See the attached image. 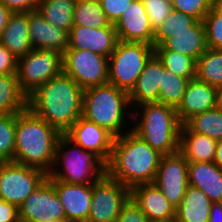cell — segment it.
<instances>
[{"label": "cell", "mask_w": 222, "mask_h": 222, "mask_svg": "<svg viewBox=\"0 0 222 222\" xmlns=\"http://www.w3.org/2000/svg\"><path fill=\"white\" fill-rule=\"evenodd\" d=\"M37 2L38 0H0V4L7 7L12 13L36 11Z\"/></svg>", "instance_id": "b9f144b4"}, {"label": "cell", "mask_w": 222, "mask_h": 222, "mask_svg": "<svg viewBox=\"0 0 222 222\" xmlns=\"http://www.w3.org/2000/svg\"><path fill=\"white\" fill-rule=\"evenodd\" d=\"M20 222L66 220L53 184L46 178L18 207Z\"/></svg>", "instance_id": "7c38bea8"}, {"label": "cell", "mask_w": 222, "mask_h": 222, "mask_svg": "<svg viewBox=\"0 0 222 222\" xmlns=\"http://www.w3.org/2000/svg\"><path fill=\"white\" fill-rule=\"evenodd\" d=\"M216 106V87L198 79L190 80L184 96L176 108L181 124L192 116L213 109Z\"/></svg>", "instance_id": "d6986e66"}, {"label": "cell", "mask_w": 222, "mask_h": 222, "mask_svg": "<svg viewBox=\"0 0 222 222\" xmlns=\"http://www.w3.org/2000/svg\"><path fill=\"white\" fill-rule=\"evenodd\" d=\"M69 145L70 147H68ZM56 166L61 167V170H57ZM105 174L106 163L98 155L92 151L82 149L65 134L59 137L54 164L47 175V179H55L70 184L89 185Z\"/></svg>", "instance_id": "8992f818"}, {"label": "cell", "mask_w": 222, "mask_h": 222, "mask_svg": "<svg viewBox=\"0 0 222 222\" xmlns=\"http://www.w3.org/2000/svg\"><path fill=\"white\" fill-rule=\"evenodd\" d=\"M47 175L35 167L0 162V198L19 207Z\"/></svg>", "instance_id": "30bf717a"}, {"label": "cell", "mask_w": 222, "mask_h": 222, "mask_svg": "<svg viewBox=\"0 0 222 222\" xmlns=\"http://www.w3.org/2000/svg\"><path fill=\"white\" fill-rule=\"evenodd\" d=\"M65 135L82 149L94 152L106 164L109 162L115 137L106 129L81 116Z\"/></svg>", "instance_id": "5bb4252c"}, {"label": "cell", "mask_w": 222, "mask_h": 222, "mask_svg": "<svg viewBox=\"0 0 222 222\" xmlns=\"http://www.w3.org/2000/svg\"><path fill=\"white\" fill-rule=\"evenodd\" d=\"M117 42L114 24L99 29L73 25L68 33L67 49H85L109 58Z\"/></svg>", "instance_id": "9a60e30c"}, {"label": "cell", "mask_w": 222, "mask_h": 222, "mask_svg": "<svg viewBox=\"0 0 222 222\" xmlns=\"http://www.w3.org/2000/svg\"><path fill=\"white\" fill-rule=\"evenodd\" d=\"M161 157L132 129H127L114 139L106 173L131 190L135 186L154 182Z\"/></svg>", "instance_id": "7a4b0ae2"}, {"label": "cell", "mask_w": 222, "mask_h": 222, "mask_svg": "<svg viewBox=\"0 0 222 222\" xmlns=\"http://www.w3.org/2000/svg\"><path fill=\"white\" fill-rule=\"evenodd\" d=\"M154 54L163 63L165 69L173 74L189 80L195 79L196 60L194 58L165 50L161 45L154 47Z\"/></svg>", "instance_id": "f546056e"}, {"label": "cell", "mask_w": 222, "mask_h": 222, "mask_svg": "<svg viewBox=\"0 0 222 222\" xmlns=\"http://www.w3.org/2000/svg\"><path fill=\"white\" fill-rule=\"evenodd\" d=\"M0 43L17 58L27 55L33 49L29 38V12L11 14L1 32Z\"/></svg>", "instance_id": "603a6c76"}, {"label": "cell", "mask_w": 222, "mask_h": 222, "mask_svg": "<svg viewBox=\"0 0 222 222\" xmlns=\"http://www.w3.org/2000/svg\"><path fill=\"white\" fill-rule=\"evenodd\" d=\"M63 205L68 222H87L92 204V184H70L48 179Z\"/></svg>", "instance_id": "e0dca14e"}, {"label": "cell", "mask_w": 222, "mask_h": 222, "mask_svg": "<svg viewBox=\"0 0 222 222\" xmlns=\"http://www.w3.org/2000/svg\"><path fill=\"white\" fill-rule=\"evenodd\" d=\"M153 222H175V220H170V221H153Z\"/></svg>", "instance_id": "f907efd6"}, {"label": "cell", "mask_w": 222, "mask_h": 222, "mask_svg": "<svg viewBox=\"0 0 222 222\" xmlns=\"http://www.w3.org/2000/svg\"><path fill=\"white\" fill-rule=\"evenodd\" d=\"M196 79L211 86H222V50L207 48L196 60Z\"/></svg>", "instance_id": "f1b7e54d"}, {"label": "cell", "mask_w": 222, "mask_h": 222, "mask_svg": "<svg viewBox=\"0 0 222 222\" xmlns=\"http://www.w3.org/2000/svg\"><path fill=\"white\" fill-rule=\"evenodd\" d=\"M222 111V86L216 87V106Z\"/></svg>", "instance_id": "7dc6e473"}, {"label": "cell", "mask_w": 222, "mask_h": 222, "mask_svg": "<svg viewBox=\"0 0 222 222\" xmlns=\"http://www.w3.org/2000/svg\"><path fill=\"white\" fill-rule=\"evenodd\" d=\"M134 0H101L100 4L107 20L115 24Z\"/></svg>", "instance_id": "f35d334b"}, {"label": "cell", "mask_w": 222, "mask_h": 222, "mask_svg": "<svg viewBox=\"0 0 222 222\" xmlns=\"http://www.w3.org/2000/svg\"><path fill=\"white\" fill-rule=\"evenodd\" d=\"M189 79L177 76L165 69L162 73L161 85L159 87V101L173 108H177L184 96Z\"/></svg>", "instance_id": "d6a6232c"}, {"label": "cell", "mask_w": 222, "mask_h": 222, "mask_svg": "<svg viewBox=\"0 0 222 222\" xmlns=\"http://www.w3.org/2000/svg\"><path fill=\"white\" fill-rule=\"evenodd\" d=\"M154 183L177 208L189 186L186 158L179 151L171 155H162Z\"/></svg>", "instance_id": "4fadbf2b"}, {"label": "cell", "mask_w": 222, "mask_h": 222, "mask_svg": "<svg viewBox=\"0 0 222 222\" xmlns=\"http://www.w3.org/2000/svg\"><path fill=\"white\" fill-rule=\"evenodd\" d=\"M27 109V95L17 75H0V114H17Z\"/></svg>", "instance_id": "4316f807"}, {"label": "cell", "mask_w": 222, "mask_h": 222, "mask_svg": "<svg viewBox=\"0 0 222 222\" xmlns=\"http://www.w3.org/2000/svg\"><path fill=\"white\" fill-rule=\"evenodd\" d=\"M17 114H0V162H13Z\"/></svg>", "instance_id": "e575fe53"}, {"label": "cell", "mask_w": 222, "mask_h": 222, "mask_svg": "<svg viewBox=\"0 0 222 222\" xmlns=\"http://www.w3.org/2000/svg\"><path fill=\"white\" fill-rule=\"evenodd\" d=\"M184 124L195 133L222 140V111L216 107L192 116Z\"/></svg>", "instance_id": "1f68e13d"}, {"label": "cell", "mask_w": 222, "mask_h": 222, "mask_svg": "<svg viewBox=\"0 0 222 222\" xmlns=\"http://www.w3.org/2000/svg\"><path fill=\"white\" fill-rule=\"evenodd\" d=\"M18 58L0 43V75H17Z\"/></svg>", "instance_id": "60d3db41"}, {"label": "cell", "mask_w": 222, "mask_h": 222, "mask_svg": "<svg viewBox=\"0 0 222 222\" xmlns=\"http://www.w3.org/2000/svg\"><path fill=\"white\" fill-rule=\"evenodd\" d=\"M212 201L200 189L188 186L175 210V222H209Z\"/></svg>", "instance_id": "484cf974"}, {"label": "cell", "mask_w": 222, "mask_h": 222, "mask_svg": "<svg viewBox=\"0 0 222 222\" xmlns=\"http://www.w3.org/2000/svg\"><path fill=\"white\" fill-rule=\"evenodd\" d=\"M209 222H222V202H212Z\"/></svg>", "instance_id": "ee69618b"}, {"label": "cell", "mask_w": 222, "mask_h": 222, "mask_svg": "<svg viewBox=\"0 0 222 222\" xmlns=\"http://www.w3.org/2000/svg\"><path fill=\"white\" fill-rule=\"evenodd\" d=\"M29 38L33 49L55 50L63 54L68 48V32L46 21L37 10L29 12Z\"/></svg>", "instance_id": "ffe728a7"}, {"label": "cell", "mask_w": 222, "mask_h": 222, "mask_svg": "<svg viewBox=\"0 0 222 222\" xmlns=\"http://www.w3.org/2000/svg\"><path fill=\"white\" fill-rule=\"evenodd\" d=\"M76 0H38L37 11L46 21L68 33L73 26Z\"/></svg>", "instance_id": "83f0119b"}, {"label": "cell", "mask_w": 222, "mask_h": 222, "mask_svg": "<svg viewBox=\"0 0 222 222\" xmlns=\"http://www.w3.org/2000/svg\"><path fill=\"white\" fill-rule=\"evenodd\" d=\"M110 24L99 1L76 0L73 13V25L99 29Z\"/></svg>", "instance_id": "4dcf8cb0"}, {"label": "cell", "mask_w": 222, "mask_h": 222, "mask_svg": "<svg viewBox=\"0 0 222 222\" xmlns=\"http://www.w3.org/2000/svg\"><path fill=\"white\" fill-rule=\"evenodd\" d=\"M0 222H20L18 207L0 198Z\"/></svg>", "instance_id": "7bdbcfd3"}, {"label": "cell", "mask_w": 222, "mask_h": 222, "mask_svg": "<svg viewBox=\"0 0 222 222\" xmlns=\"http://www.w3.org/2000/svg\"><path fill=\"white\" fill-rule=\"evenodd\" d=\"M198 20L180 11L173 10L169 16L154 30L153 47L160 46L176 32L190 31Z\"/></svg>", "instance_id": "836d02e7"}, {"label": "cell", "mask_w": 222, "mask_h": 222, "mask_svg": "<svg viewBox=\"0 0 222 222\" xmlns=\"http://www.w3.org/2000/svg\"><path fill=\"white\" fill-rule=\"evenodd\" d=\"M155 30L173 11L171 0H141Z\"/></svg>", "instance_id": "74e56055"}, {"label": "cell", "mask_w": 222, "mask_h": 222, "mask_svg": "<svg viewBox=\"0 0 222 222\" xmlns=\"http://www.w3.org/2000/svg\"><path fill=\"white\" fill-rule=\"evenodd\" d=\"M42 222H68L67 220H46Z\"/></svg>", "instance_id": "681fc988"}, {"label": "cell", "mask_w": 222, "mask_h": 222, "mask_svg": "<svg viewBox=\"0 0 222 222\" xmlns=\"http://www.w3.org/2000/svg\"><path fill=\"white\" fill-rule=\"evenodd\" d=\"M138 108L141 115H138ZM132 118L137 124L130 127L141 139L146 141L161 155H171L179 151L181 123L175 108L158 103H144L135 107ZM141 116V117H140Z\"/></svg>", "instance_id": "277c9868"}, {"label": "cell", "mask_w": 222, "mask_h": 222, "mask_svg": "<svg viewBox=\"0 0 222 222\" xmlns=\"http://www.w3.org/2000/svg\"><path fill=\"white\" fill-rule=\"evenodd\" d=\"M129 94L106 83L84 89L82 117L106 129L115 138L123 135L126 113L132 118ZM126 112V113H125ZM123 130V131H122Z\"/></svg>", "instance_id": "5b68a950"}, {"label": "cell", "mask_w": 222, "mask_h": 222, "mask_svg": "<svg viewBox=\"0 0 222 222\" xmlns=\"http://www.w3.org/2000/svg\"><path fill=\"white\" fill-rule=\"evenodd\" d=\"M217 141L210 137L191 131L185 124L181 125L179 152L191 162H213Z\"/></svg>", "instance_id": "cb8c5ba5"}, {"label": "cell", "mask_w": 222, "mask_h": 222, "mask_svg": "<svg viewBox=\"0 0 222 222\" xmlns=\"http://www.w3.org/2000/svg\"><path fill=\"white\" fill-rule=\"evenodd\" d=\"M114 26L120 41L153 45L154 30L141 0H134Z\"/></svg>", "instance_id": "2e32d148"}, {"label": "cell", "mask_w": 222, "mask_h": 222, "mask_svg": "<svg viewBox=\"0 0 222 222\" xmlns=\"http://www.w3.org/2000/svg\"><path fill=\"white\" fill-rule=\"evenodd\" d=\"M62 134L28 108L17 113L13 162L43 170L54 164L57 142Z\"/></svg>", "instance_id": "3957f363"}, {"label": "cell", "mask_w": 222, "mask_h": 222, "mask_svg": "<svg viewBox=\"0 0 222 222\" xmlns=\"http://www.w3.org/2000/svg\"><path fill=\"white\" fill-rule=\"evenodd\" d=\"M62 61L63 73L83 89L108 83V57L85 49H66Z\"/></svg>", "instance_id": "9c48e42d"}, {"label": "cell", "mask_w": 222, "mask_h": 222, "mask_svg": "<svg viewBox=\"0 0 222 222\" xmlns=\"http://www.w3.org/2000/svg\"><path fill=\"white\" fill-rule=\"evenodd\" d=\"M116 222H150L145 213L130 198L123 206Z\"/></svg>", "instance_id": "ab89813d"}, {"label": "cell", "mask_w": 222, "mask_h": 222, "mask_svg": "<svg viewBox=\"0 0 222 222\" xmlns=\"http://www.w3.org/2000/svg\"><path fill=\"white\" fill-rule=\"evenodd\" d=\"M173 10L183 12L203 21L213 7V0H171Z\"/></svg>", "instance_id": "8d00e7d4"}, {"label": "cell", "mask_w": 222, "mask_h": 222, "mask_svg": "<svg viewBox=\"0 0 222 222\" xmlns=\"http://www.w3.org/2000/svg\"><path fill=\"white\" fill-rule=\"evenodd\" d=\"M11 14L12 12L7 7H5L3 4H0V35L8 24Z\"/></svg>", "instance_id": "f6af8a7d"}, {"label": "cell", "mask_w": 222, "mask_h": 222, "mask_svg": "<svg viewBox=\"0 0 222 222\" xmlns=\"http://www.w3.org/2000/svg\"><path fill=\"white\" fill-rule=\"evenodd\" d=\"M161 46L165 50L174 51L197 60L208 48L203 21H197L190 27V31L174 33Z\"/></svg>", "instance_id": "d4e9b609"}, {"label": "cell", "mask_w": 222, "mask_h": 222, "mask_svg": "<svg viewBox=\"0 0 222 222\" xmlns=\"http://www.w3.org/2000/svg\"><path fill=\"white\" fill-rule=\"evenodd\" d=\"M165 67L154 54L146 63L134 88L129 93L131 107L159 101V87Z\"/></svg>", "instance_id": "44dd1931"}, {"label": "cell", "mask_w": 222, "mask_h": 222, "mask_svg": "<svg viewBox=\"0 0 222 222\" xmlns=\"http://www.w3.org/2000/svg\"><path fill=\"white\" fill-rule=\"evenodd\" d=\"M130 199V189L107 173L92 184V204L87 222H116Z\"/></svg>", "instance_id": "8fae6325"}, {"label": "cell", "mask_w": 222, "mask_h": 222, "mask_svg": "<svg viewBox=\"0 0 222 222\" xmlns=\"http://www.w3.org/2000/svg\"><path fill=\"white\" fill-rule=\"evenodd\" d=\"M62 54L55 50L32 49L18 58L17 78L20 89L28 96L39 85L63 72Z\"/></svg>", "instance_id": "ba28073f"}, {"label": "cell", "mask_w": 222, "mask_h": 222, "mask_svg": "<svg viewBox=\"0 0 222 222\" xmlns=\"http://www.w3.org/2000/svg\"><path fill=\"white\" fill-rule=\"evenodd\" d=\"M208 48L222 50V13L214 7L203 19Z\"/></svg>", "instance_id": "d590c367"}, {"label": "cell", "mask_w": 222, "mask_h": 222, "mask_svg": "<svg viewBox=\"0 0 222 222\" xmlns=\"http://www.w3.org/2000/svg\"><path fill=\"white\" fill-rule=\"evenodd\" d=\"M84 89L63 72L27 96V108L65 134L82 116Z\"/></svg>", "instance_id": "6da1fadb"}, {"label": "cell", "mask_w": 222, "mask_h": 222, "mask_svg": "<svg viewBox=\"0 0 222 222\" xmlns=\"http://www.w3.org/2000/svg\"><path fill=\"white\" fill-rule=\"evenodd\" d=\"M130 198L145 213L150 222L175 219L176 208L154 182L133 187L130 190Z\"/></svg>", "instance_id": "ac0fdd59"}, {"label": "cell", "mask_w": 222, "mask_h": 222, "mask_svg": "<svg viewBox=\"0 0 222 222\" xmlns=\"http://www.w3.org/2000/svg\"><path fill=\"white\" fill-rule=\"evenodd\" d=\"M188 183L212 202H222V169L214 162L188 163Z\"/></svg>", "instance_id": "7402d4cb"}, {"label": "cell", "mask_w": 222, "mask_h": 222, "mask_svg": "<svg viewBox=\"0 0 222 222\" xmlns=\"http://www.w3.org/2000/svg\"><path fill=\"white\" fill-rule=\"evenodd\" d=\"M153 55V45L118 40L108 58V83L129 94Z\"/></svg>", "instance_id": "52a82bcc"}, {"label": "cell", "mask_w": 222, "mask_h": 222, "mask_svg": "<svg viewBox=\"0 0 222 222\" xmlns=\"http://www.w3.org/2000/svg\"><path fill=\"white\" fill-rule=\"evenodd\" d=\"M213 7L220 13H222V0H213Z\"/></svg>", "instance_id": "c3c4849f"}, {"label": "cell", "mask_w": 222, "mask_h": 222, "mask_svg": "<svg viewBox=\"0 0 222 222\" xmlns=\"http://www.w3.org/2000/svg\"><path fill=\"white\" fill-rule=\"evenodd\" d=\"M213 162L222 169V140L217 141L216 153Z\"/></svg>", "instance_id": "bcb514c9"}]
</instances>
